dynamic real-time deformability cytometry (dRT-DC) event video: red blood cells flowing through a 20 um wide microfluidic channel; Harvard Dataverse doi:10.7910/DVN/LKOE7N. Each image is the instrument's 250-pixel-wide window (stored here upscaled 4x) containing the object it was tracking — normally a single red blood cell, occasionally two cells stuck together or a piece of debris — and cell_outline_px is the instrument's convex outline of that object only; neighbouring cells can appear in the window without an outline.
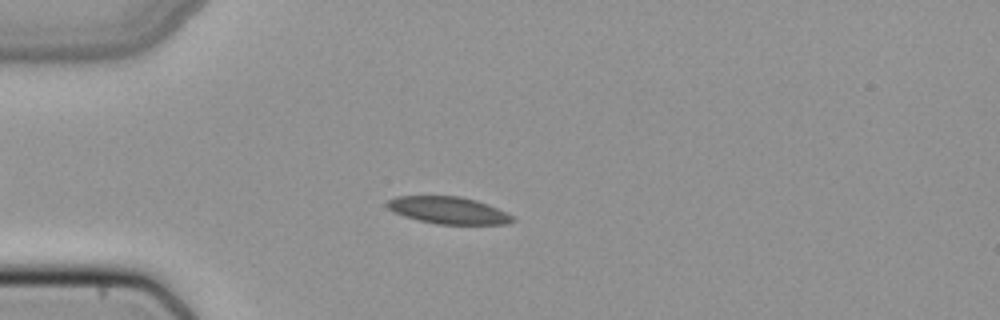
{"species": "common noctule bat (a hibernating species)", "species_latin": "Nyctalus noctula", "temperature_condition": "cold", "stored_images_in_passage": 40, "segment_of_instrument_passage": [1, 2], "camera_frame_rate_fps": 3000, "um_per_image_px": 0.085, "animal": {"sex": "female", "body_mass_g": 22.7, "forearm_length_mm": 54.2}, "frame": {"image": 1, "passage_image": 15, "time_ms": 4.667, "image_size_px": [1000, 320], "cell_outline_px": [[516, 220], [508, 224], [436, 224], [404, 216], [392, 212], [384, 204], [388, 200], [396, 196], [460, 196], [476, 200], [488, 204], [512, 216]], "centroid_in_image_um": [38.07, 17.87], "position_along_channel_um": 46.9, "area_um2": 19.77}}
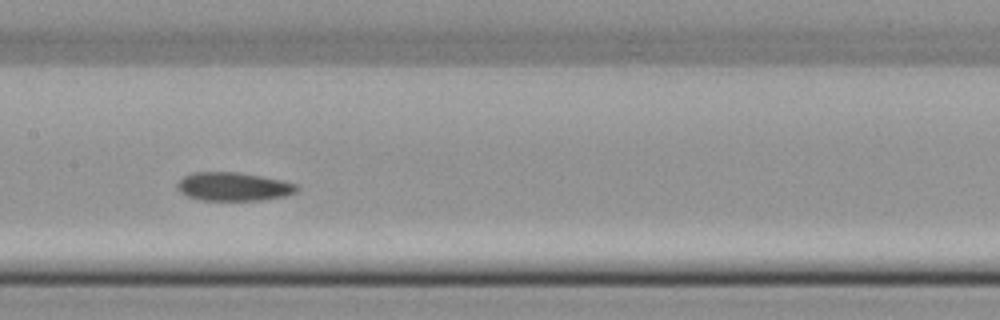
{"frame": {"image": 2, "passage_image": 27, "time_ms": 8.667, "image_size_px": [1000, 320], "cell_outline_px": [[300, 188], [296, 192], [284, 196], [260, 200], [204, 200], [188, 196], [180, 192], [176, 188], [176, 184], [184, 176], [192, 172], [236, 172], [260, 176], [280, 180], [296, 184]], "centroid_in_image_um": [19.82, 15.86], "position_along_channel_um": 187.6, "area_um2": 19.71}}
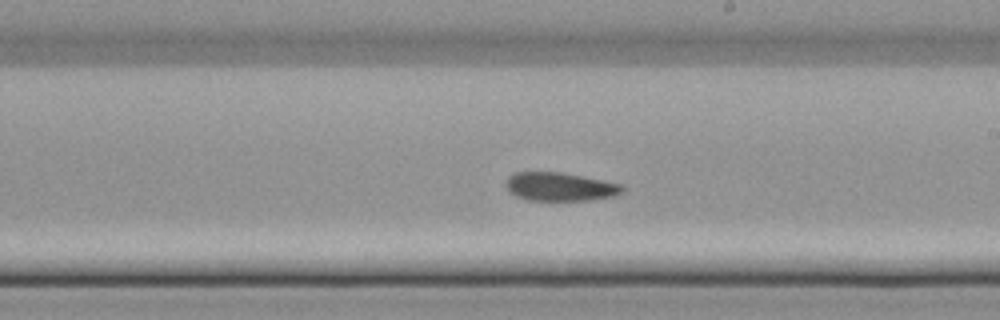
{"frame": {"image": 3, "passage_image": 31, "time_ms": 10.0, "image_size_px": [1000, 320], "cell_outline_px": [[624, 192], [612, 196], [592, 200], [528, 200], [516, 196], [508, 192], [504, 184], [508, 176], [516, 172], [560, 172], [620, 184], [624, 188]], "centroid_in_image_um": [47.53, 15.87], "position_along_channel_um": 241.5, "area_um2": 19.25}}